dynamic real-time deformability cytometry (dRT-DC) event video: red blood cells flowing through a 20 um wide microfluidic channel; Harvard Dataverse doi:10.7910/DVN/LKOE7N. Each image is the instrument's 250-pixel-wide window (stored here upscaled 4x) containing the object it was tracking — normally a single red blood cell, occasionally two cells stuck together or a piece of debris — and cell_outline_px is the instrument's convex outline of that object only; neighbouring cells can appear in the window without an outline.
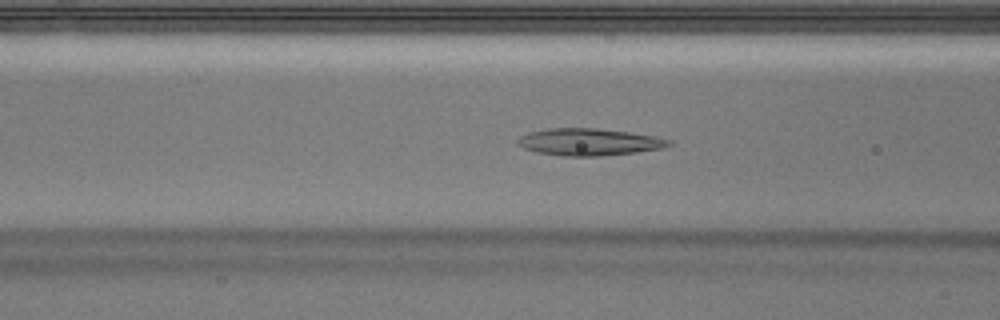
{"species": "Egyptian fruit bat (a non-hibernating species)", "species_latin": "Rousettus aegyptiacus", "temperature_condition": "warm", "stored_images_in_passage": 50, "camera_frame_rate_fps": 3000, "um_per_image_px": 0.085, "animal": {"sex": "male"}, "frame": {"image": 1, "passage_image": 20, "time_ms": 6.333, "image_size_px": [1000, 320], "cell_outline_px": [[672, 144], [664, 148], [636, 152], [600, 156], [564, 156], [536, 152], [524, 148], [516, 144], [516, 140], [520, 136], [528, 132], [548, 128], [596, 128], [628, 132], [652, 136], [672, 140]], "centroid_in_image_um": [50.03, 12.07], "position_along_channel_um": 116.6, "area_um2": 23.87}}
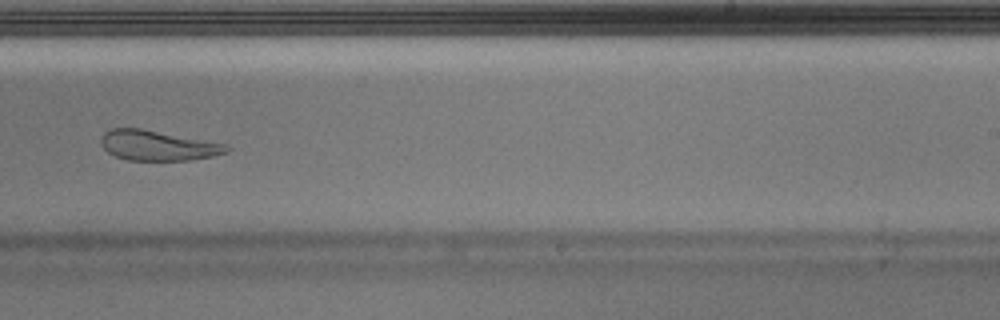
{"frame": {"image": 2, "passage_image": 32, "time_ms": 10.333, "image_size_px": [1000, 320], "cell_outline_px": [[232, 148], [228, 152], [212, 156], [192, 160], [128, 160], [116, 156], [108, 152], [100, 144], [100, 140], [104, 132], [108, 128], [140, 128], [228, 144]], "centroid_in_image_um": [13.42, 12.36], "position_along_channel_um": 275.6, "area_um2": 22.14}}
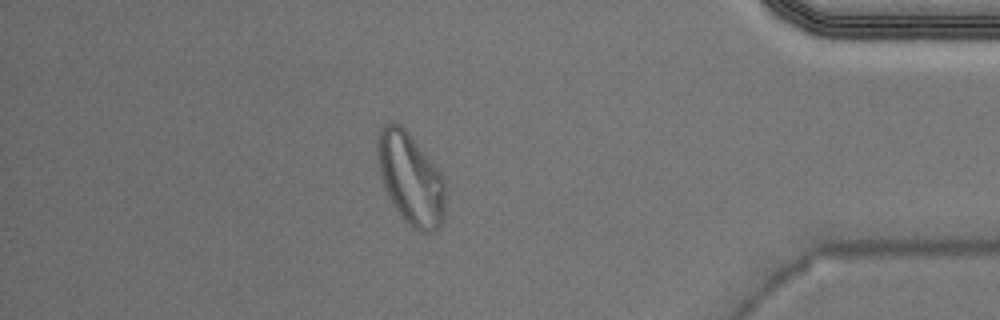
{"frame": {"image": 3, "passage_image": 44, "time_ms": 14.333, "image_size_px": [1000, 320], "cell_outline_px": [[444, 216], [440, 224], [432, 232], [420, 232], [412, 228], [400, 216], [384, 184], [380, 172], [376, 152], [380, 128], [384, 124], [392, 120], [400, 124], [408, 132], [440, 172], [444, 180]], "centroid_in_image_um": [34.89, 15.17], "position_along_channel_um": 400.3, "area_um2": 35.72}, "authors_computed_cell_mechanics": {"area_um2": 25.5765, "velocity_mm_per_s": 3.974, "shape_relaxation_time_tau1_ms": null, "shape_relaxation_time_tau2_ms": 2.5385, "deformation_change_tau1": null, "deformation_change_tau2": 0.1009}}